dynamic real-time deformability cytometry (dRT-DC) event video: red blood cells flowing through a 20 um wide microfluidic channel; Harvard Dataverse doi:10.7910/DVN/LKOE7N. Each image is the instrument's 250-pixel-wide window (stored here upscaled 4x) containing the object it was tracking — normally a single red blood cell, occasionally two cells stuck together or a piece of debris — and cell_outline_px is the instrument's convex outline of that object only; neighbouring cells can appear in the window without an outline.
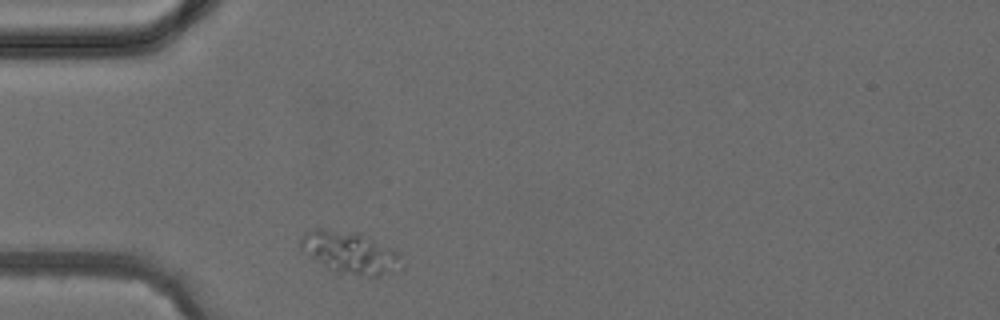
{"species": "common noctule bat (a hibernating species)", "species_latin": "Nyctalus noctula", "temperature_condition": "cold", "stored_images_in_passage": 1, "camera_frame_rate_fps": 3000, "um_per_image_px": 0.085, "animal": {"sex": "female", "body_mass_g": 24.6, "forearm_length_mm": 56.2}, "frame": {"image": 1, "passage_image": 1, "time_ms": 0.0, "image_size_px": [1000, 320], "cell_outline_px": [[404, 268], [400, 272], [376, 276], [372, 276], [332, 272], [300, 244], [300, 236], [308, 228], [320, 228], [356, 232], [368, 236], [396, 252], [404, 264]], "centroid_in_image_um": [29.82, 21.47], "position_along_channel_um": 55.2, "area_um2": 24.57}}